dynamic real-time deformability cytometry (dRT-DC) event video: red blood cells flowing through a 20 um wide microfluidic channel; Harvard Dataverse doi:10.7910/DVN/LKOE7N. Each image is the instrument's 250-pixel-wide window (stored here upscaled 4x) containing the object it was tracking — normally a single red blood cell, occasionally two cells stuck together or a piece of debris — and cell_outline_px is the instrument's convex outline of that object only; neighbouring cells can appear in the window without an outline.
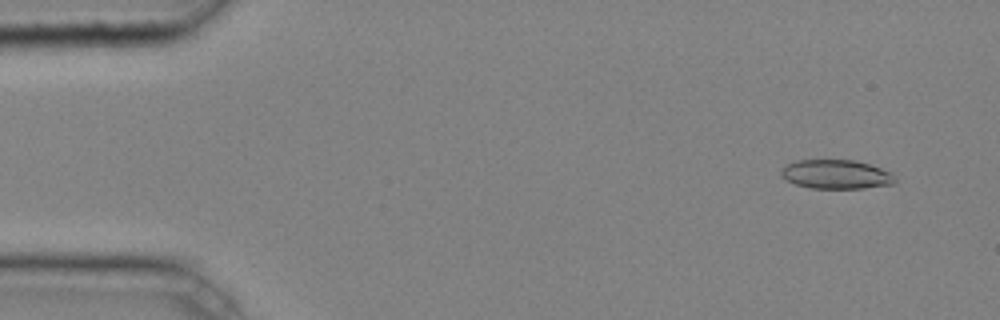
{"species": "common noctule bat (a hibernating species)", "species_latin": "Nyctalus noctula", "temperature_condition": "cold", "stored_images_in_passage": 44, "camera_frame_rate_fps": 3000, "um_per_image_px": 0.085, "animal": {"sex": "male", "body_mass_g": 20.4}, "frame": {"image": 1, "passage_image": 3, "time_ms": 0.667, "image_size_px": [1000, 320], "cell_outline_px": [[896, 180], [892, 184], [864, 188], [812, 188], [796, 184], [780, 176], [780, 172], [788, 164], [796, 160], [856, 160], [892, 172]], "centroid_in_image_um": [71.08, 14.81], "position_along_channel_um": 13.9, "area_um2": 19.13}}
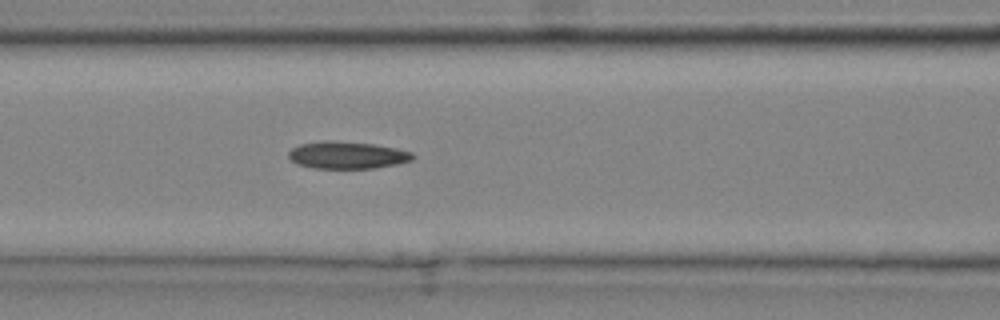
{"frame": {"image": 2, "passage_image": 19, "time_ms": 6.0, "image_size_px": [1000, 320], "cell_outline_px": [[416, 156], [412, 160], [396, 164], [376, 168], [312, 168], [296, 164], [288, 156], [288, 152], [292, 148], [300, 144], [324, 140], [336, 140], [372, 144], [396, 148], [412, 152]], "centroid_in_image_um": [29.5, 13.18], "position_along_channel_um": 137.1, "area_um2": 19.83}}
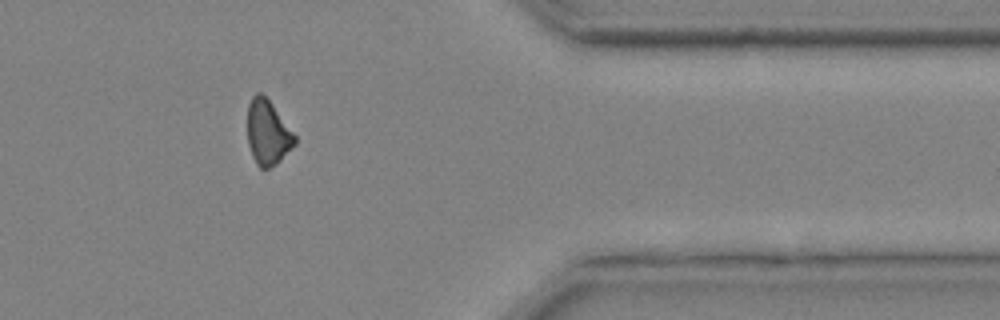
{"frame": {"image": 3, "passage_image": 38, "time_ms": 12.333, "image_size_px": [1000, 320], "cell_outline_px": [[296, 144], [276, 164], [268, 168], [260, 168], [256, 164], [252, 156], [248, 144], [248, 104], [252, 96], [256, 92], [260, 92], [272, 104], [296, 136]], "centroid_in_image_um": [22.75, 11.28], "position_along_channel_um": 388.7, "area_um2": 17.74}, "authors_computed_cell_mechanics": {"area_um2": 19.363, "velocity_mm_per_s": 4.2841, "shape_relaxation_time_tau1_ms": 5.0667, "shape_relaxation_time_tau2_ms": 4.0965, "deformation_change_tau1": 0.1443, "deformation_change_tau2": 0.1173}}